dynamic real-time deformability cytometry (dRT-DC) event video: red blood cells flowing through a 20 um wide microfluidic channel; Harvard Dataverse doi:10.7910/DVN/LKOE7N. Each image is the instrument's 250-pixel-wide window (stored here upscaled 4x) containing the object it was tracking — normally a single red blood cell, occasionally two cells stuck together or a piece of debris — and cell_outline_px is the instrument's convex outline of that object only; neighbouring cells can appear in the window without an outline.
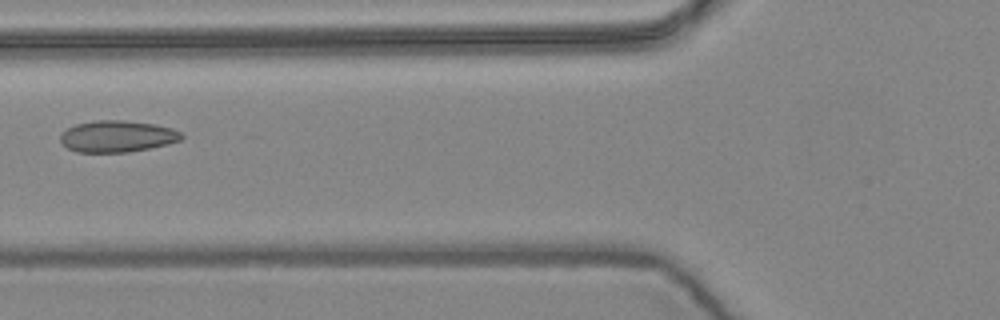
{"species": "common noctule bat (a hibernating species)", "species_latin": "Nyctalus noctula", "temperature_condition": "warm", "stored_images_in_passage": 8, "camera_frame_rate_fps": 3000, "um_per_image_px": 0.085, "animal": {"sex": "female", "body_mass_g": 24.6, "forearm_length_mm": 56.2}, "frame": {"image": 1, "passage_image": 6, "time_ms": 1.667, "image_size_px": [1000, 320], "cell_outline_px": [[184, 136], [180, 140], [168, 144], [128, 152], [76, 152], [68, 148], [60, 140], [60, 136], [68, 128], [76, 124], [96, 120], [124, 120], [156, 124], [172, 128], [180, 132]], "centroid_in_image_um": [9.98, 11.58], "position_along_channel_um": 115.8, "area_um2": 22.2}}
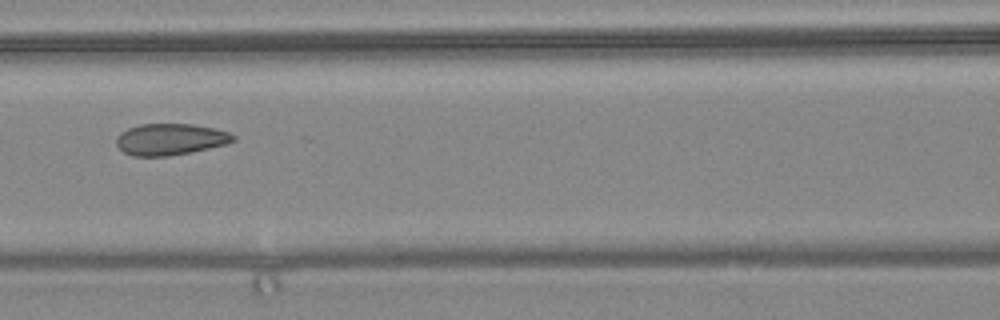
{"frame": {"image": 2, "passage_image": 7, "time_ms": 2.0, "image_size_px": [1000, 320], "cell_outline_px": [[236, 140], [228, 144], [168, 156], [132, 156], [124, 152], [116, 144], [116, 136], [120, 132], [128, 128], [140, 124], [192, 124], [212, 128], [228, 132], [236, 136]], "centroid_in_image_um": [14.46, 11.84], "position_along_channel_um": 152.1, "area_um2": 21.39}}
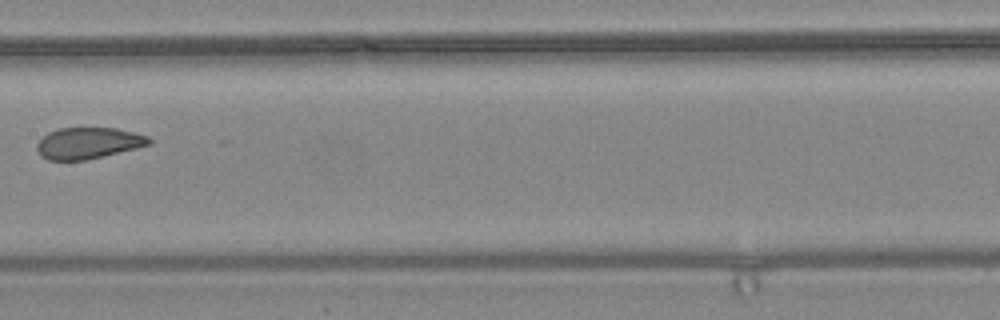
{"frame": {"image": 3, "passage_image": 8, "time_ms": 2.333, "image_size_px": [1000, 320], "cell_outline_px": [[152, 144], [88, 160], [48, 160], [40, 156], [36, 148], [36, 144], [48, 132], [60, 128], [116, 128], [148, 136], [152, 140]], "centroid_in_image_um": [7.49, 12.17], "position_along_channel_um": 199.9, "area_um2": 20.52}}